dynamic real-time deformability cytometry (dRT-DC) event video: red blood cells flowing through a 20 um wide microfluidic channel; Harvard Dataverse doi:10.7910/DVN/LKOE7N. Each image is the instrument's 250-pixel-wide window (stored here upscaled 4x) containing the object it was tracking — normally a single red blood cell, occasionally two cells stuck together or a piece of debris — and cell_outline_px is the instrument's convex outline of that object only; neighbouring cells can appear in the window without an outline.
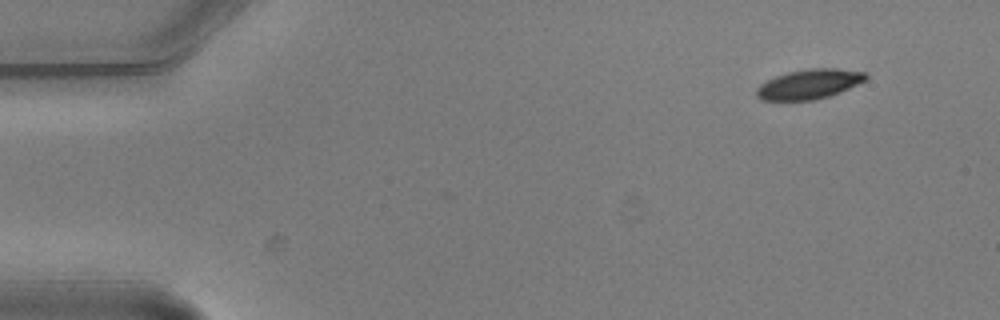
{"species": "common noctule bat (a hibernating species)", "species_latin": "Nyctalus noctula", "temperature_condition": "warm", "stored_images_in_passage": 2, "camera_frame_rate_fps": 3000, "um_per_image_px": 0.085, "animal": {"sex": "male", "body_mass_g": 20.5, "forearm_length_mm": 52.5}, "frame": {"image": 1, "passage_image": 1, "time_ms": 0.0, "image_size_px": [1000, 320], "cell_outline_px": [[868, 76], [864, 80], [840, 92], [816, 100], [760, 100], [756, 96], [756, 88], [760, 84], [776, 76], [788, 72], [808, 68], [836, 68], [864, 72]], "centroid_in_image_um": [68.74, 7.15], "position_along_channel_um": 16.3, "area_um2": 18.79}}